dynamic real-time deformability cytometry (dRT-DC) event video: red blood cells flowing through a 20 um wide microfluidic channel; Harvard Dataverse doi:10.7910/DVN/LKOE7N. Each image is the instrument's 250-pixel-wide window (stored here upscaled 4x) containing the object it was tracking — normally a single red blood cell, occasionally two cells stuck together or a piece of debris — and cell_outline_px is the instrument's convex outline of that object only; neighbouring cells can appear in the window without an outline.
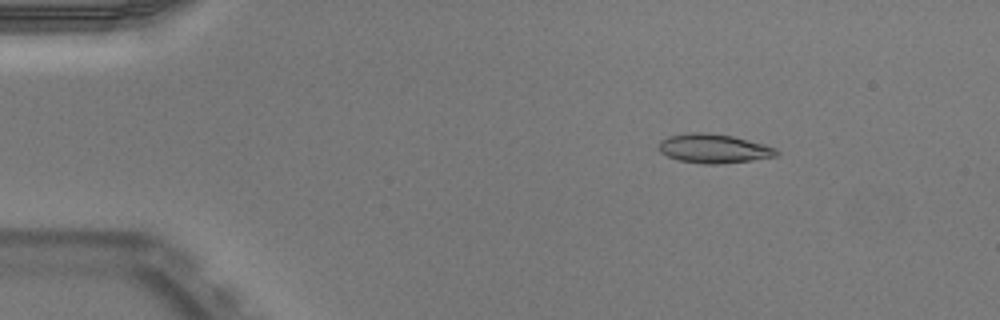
{"species": "Egyptian fruit bat (a non-hibernating species)", "species_latin": "Rousettus aegyptiacus", "temperature_condition": "warm", "stored_images_in_passage": 17, "camera_frame_rate_fps": 3000, "um_per_image_px": 0.085, "animal": {"sex": "male"}, "frame": {"image": 1, "passage_image": 8, "time_ms": 2.333, "image_size_px": [1000, 320], "cell_outline_px": [[780, 152], [776, 156], [752, 160], [716, 164], [704, 164], [680, 160], [668, 156], [660, 152], [660, 140], [668, 136], [688, 132], [708, 132], [732, 136], [764, 144], [776, 148]], "centroid_in_image_um": [60.67, 12.61], "position_along_channel_um": 24.3, "area_um2": 19.88}}